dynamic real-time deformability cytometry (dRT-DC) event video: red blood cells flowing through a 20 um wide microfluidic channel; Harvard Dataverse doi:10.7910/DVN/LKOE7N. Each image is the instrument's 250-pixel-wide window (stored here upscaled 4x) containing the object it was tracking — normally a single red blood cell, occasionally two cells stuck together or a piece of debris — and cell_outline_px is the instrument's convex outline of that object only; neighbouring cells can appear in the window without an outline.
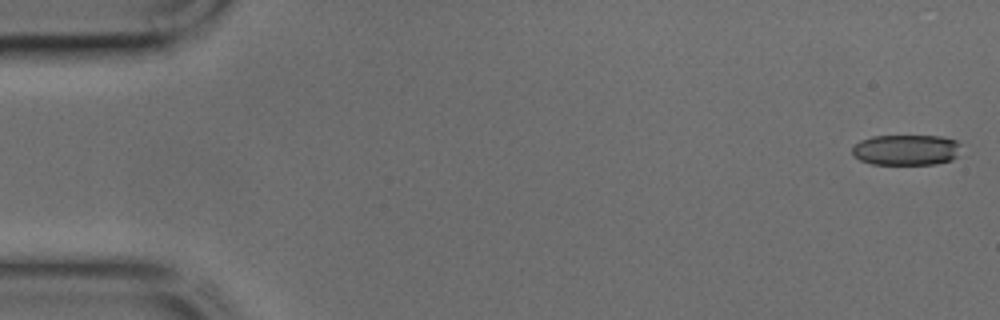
{"species": "common noctule bat (a hibernating species)", "species_latin": "Nyctalus noctula", "temperature_condition": "cold", "stored_images_in_passage": 44, "camera_frame_rate_fps": 3000, "um_per_image_px": 0.085, "animal": {"sex": "male", "body_mass_g": 17.9, "forearm_length_mm": 54.2}, "frame": {"image": 1, "passage_image": 1, "time_ms": 0.0, "image_size_px": [1000, 320], "cell_outline_px": [[960, 144], [956, 156], [952, 160], [936, 164], [872, 164], [860, 160], [852, 152], [852, 148], [860, 140], [872, 136], [940, 136], [956, 140]], "centroid_in_image_um": [77.02, 12.74], "position_along_channel_um": 8.0, "area_um2": 19.36}}
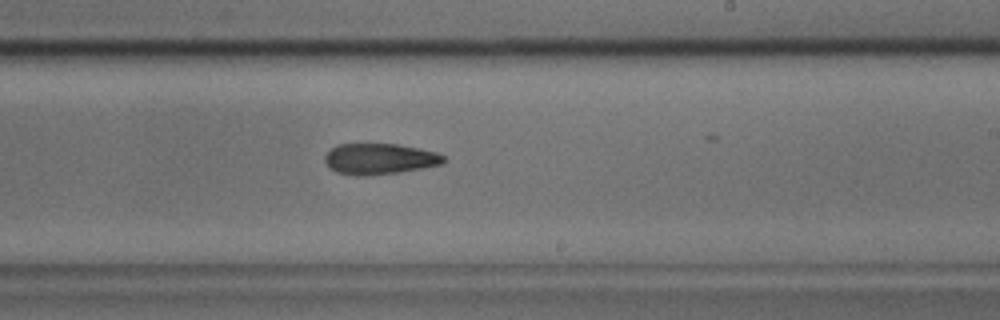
{"frame": {"image": 2, "passage_image": 26, "time_ms": 8.333, "image_size_px": [1000, 320], "cell_outline_px": [[444, 164], [424, 168], [400, 172], [364, 176], [356, 176], [336, 172], [324, 160], [324, 156], [336, 144], [396, 144], [420, 148], [436, 152], [444, 156]], "centroid_in_image_um": [32.28, 13.51], "position_along_channel_um": 256.7, "area_um2": 21.44}}
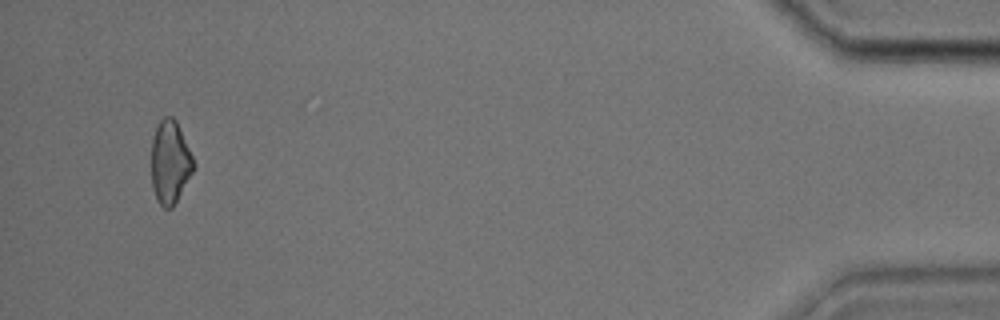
{"frame": {"image": 3, "passage_image": 42, "time_ms": 13.667, "image_size_px": [1000, 320], "cell_outline_px": [[196, 164], [192, 172], [172, 208], [164, 208], [156, 200], [152, 184], [152, 140], [156, 124], [164, 116], [172, 116], [176, 120]], "centroid_in_image_um": [14.44, 13.76], "position_along_channel_um": 420.8, "area_um2": 20.29}}